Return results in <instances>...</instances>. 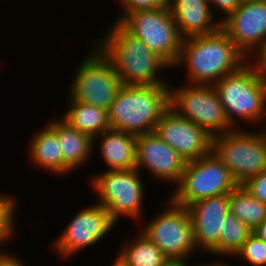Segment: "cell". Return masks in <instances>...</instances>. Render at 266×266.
I'll return each mask as SVG.
<instances>
[{
	"label": "cell",
	"instance_id": "1",
	"mask_svg": "<svg viewBox=\"0 0 266 266\" xmlns=\"http://www.w3.org/2000/svg\"><path fill=\"white\" fill-rule=\"evenodd\" d=\"M103 39H93L101 52L109 59L124 85L168 84L162 74L170 66L152 52L139 38L130 33L120 22L114 21ZM161 75V76H160Z\"/></svg>",
	"mask_w": 266,
	"mask_h": 266
},
{
	"label": "cell",
	"instance_id": "2",
	"mask_svg": "<svg viewBox=\"0 0 266 266\" xmlns=\"http://www.w3.org/2000/svg\"><path fill=\"white\" fill-rule=\"evenodd\" d=\"M248 58L220 28L209 35L183 38L174 67L186 68L189 84L214 85L224 76L237 71Z\"/></svg>",
	"mask_w": 266,
	"mask_h": 266
},
{
	"label": "cell",
	"instance_id": "3",
	"mask_svg": "<svg viewBox=\"0 0 266 266\" xmlns=\"http://www.w3.org/2000/svg\"><path fill=\"white\" fill-rule=\"evenodd\" d=\"M170 107V86L122 85L108 110L111 129L142 135L154 132Z\"/></svg>",
	"mask_w": 266,
	"mask_h": 266
},
{
	"label": "cell",
	"instance_id": "4",
	"mask_svg": "<svg viewBox=\"0 0 266 266\" xmlns=\"http://www.w3.org/2000/svg\"><path fill=\"white\" fill-rule=\"evenodd\" d=\"M250 61L213 85L233 129L242 120L257 125L266 120V74L254 68Z\"/></svg>",
	"mask_w": 266,
	"mask_h": 266
},
{
	"label": "cell",
	"instance_id": "5",
	"mask_svg": "<svg viewBox=\"0 0 266 266\" xmlns=\"http://www.w3.org/2000/svg\"><path fill=\"white\" fill-rule=\"evenodd\" d=\"M239 129L212 137L211 152L241 185L266 170V129L258 133Z\"/></svg>",
	"mask_w": 266,
	"mask_h": 266
},
{
	"label": "cell",
	"instance_id": "6",
	"mask_svg": "<svg viewBox=\"0 0 266 266\" xmlns=\"http://www.w3.org/2000/svg\"><path fill=\"white\" fill-rule=\"evenodd\" d=\"M238 186L230 170L210 152L186 162L181 179L169 197L187 207L204 198L230 194Z\"/></svg>",
	"mask_w": 266,
	"mask_h": 266
},
{
	"label": "cell",
	"instance_id": "7",
	"mask_svg": "<svg viewBox=\"0 0 266 266\" xmlns=\"http://www.w3.org/2000/svg\"><path fill=\"white\" fill-rule=\"evenodd\" d=\"M90 47L94 49L77 66L68 96L108 111L123 83L101 50L93 42Z\"/></svg>",
	"mask_w": 266,
	"mask_h": 266
},
{
	"label": "cell",
	"instance_id": "8",
	"mask_svg": "<svg viewBox=\"0 0 266 266\" xmlns=\"http://www.w3.org/2000/svg\"><path fill=\"white\" fill-rule=\"evenodd\" d=\"M120 23L174 69L183 37L168 6L130 12Z\"/></svg>",
	"mask_w": 266,
	"mask_h": 266
},
{
	"label": "cell",
	"instance_id": "9",
	"mask_svg": "<svg viewBox=\"0 0 266 266\" xmlns=\"http://www.w3.org/2000/svg\"><path fill=\"white\" fill-rule=\"evenodd\" d=\"M140 173L136 168L106 170L90 180V186L99 198L98 203L107 208L117 223L123 216L137 221L142 217L145 186Z\"/></svg>",
	"mask_w": 266,
	"mask_h": 266
},
{
	"label": "cell",
	"instance_id": "10",
	"mask_svg": "<svg viewBox=\"0 0 266 266\" xmlns=\"http://www.w3.org/2000/svg\"><path fill=\"white\" fill-rule=\"evenodd\" d=\"M170 107L212 137L233 130L213 85L187 83L170 87Z\"/></svg>",
	"mask_w": 266,
	"mask_h": 266
},
{
	"label": "cell",
	"instance_id": "11",
	"mask_svg": "<svg viewBox=\"0 0 266 266\" xmlns=\"http://www.w3.org/2000/svg\"><path fill=\"white\" fill-rule=\"evenodd\" d=\"M169 198V199H168ZM167 198V206L142 228V232L169 259L188 260L197 249L187 207Z\"/></svg>",
	"mask_w": 266,
	"mask_h": 266
},
{
	"label": "cell",
	"instance_id": "12",
	"mask_svg": "<svg viewBox=\"0 0 266 266\" xmlns=\"http://www.w3.org/2000/svg\"><path fill=\"white\" fill-rule=\"evenodd\" d=\"M95 204L76 213L53 241L52 247L63 259L77 255L85 247L98 244L117 225L105 206Z\"/></svg>",
	"mask_w": 266,
	"mask_h": 266
},
{
	"label": "cell",
	"instance_id": "13",
	"mask_svg": "<svg viewBox=\"0 0 266 266\" xmlns=\"http://www.w3.org/2000/svg\"><path fill=\"white\" fill-rule=\"evenodd\" d=\"M154 132L186 161H194L211 152L212 136L169 107Z\"/></svg>",
	"mask_w": 266,
	"mask_h": 266
},
{
	"label": "cell",
	"instance_id": "14",
	"mask_svg": "<svg viewBox=\"0 0 266 266\" xmlns=\"http://www.w3.org/2000/svg\"><path fill=\"white\" fill-rule=\"evenodd\" d=\"M221 29L248 58L266 38V0L242 1L221 22Z\"/></svg>",
	"mask_w": 266,
	"mask_h": 266
},
{
	"label": "cell",
	"instance_id": "15",
	"mask_svg": "<svg viewBox=\"0 0 266 266\" xmlns=\"http://www.w3.org/2000/svg\"><path fill=\"white\" fill-rule=\"evenodd\" d=\"M185 165L186 161L155 132L137 136L135 168L138 171L144 167L153 178L177 185Z\"/></svg>",
	"mask_w": 266,
	"mask_h": 266
},
{
	"label": "cell",
	"instance_id": "16",
	"mask_svg": "<svg viewBox=\"0 0 266 266\" xmlns=\"http://www.w3.org/2000/svg\"><path fill=\"white\" fill-rule=\"evenodd\" d=\"M197 249L209 252L218 244L223 220L229 213V194L198 200L187 206Z\"/></svg>",
	"mask_w": 266,
	"mask_h": 266
},
{
	"label": "cell",
	"instance_id": "17",
	"mask_svg": "<svg viewBox=\"0 0 266 266\" xmlns=\"http://www.w3.org/2000/svg\"><path fill=\"white\" fill-rule=\"evenodd\" d=\"M168 7L183 38L213 34L221 28L205 0H169Z\"/></svg>",
	"mask_w": 266,
	"mask_h": 266
},
{
	"label": "cell",
	"instance_id": "18",
	"mask_svg": "<svg viewBox=\"0 0 266 266\" xmlns=\"http://www.w3.org/2000/svg\"><path fill=\"white\" fill-rule=\"evenodd\" d=\"M29 141L28 153L36 167L53 175H63L62 151L57 136V119H52L36 131Z\"/></svg>",
	"mask_w": 266,
	"mask_h": 266
},
{
	"label": "cell",
	"instance_id": "19",
	"mask_svg": "<svg viewBox=\"0 0 266 266\" xmlns=\"http://www.w3.org/2000/svg\"><path fill=\"white\" fill-rule=\"evenodd\" d=\"M102 138H101V137ZM99 149L109 170L134 169L136 165L137 136L109 129L102 132Z\"/></svg>",
	"mask_w": 266,
	"mask_h": 266
},
{
	"label": "cell",
	"instance_id": "20",
	"mask_svg": "<svg viewBox=\"0 0 266 266\" xmlns=\"http://www.w3.org/2000/svg\"><path fill=\"white\" fill-rule=\"evenodd\" d=\"M57 136L62 151L63 175L77 170L91 159L95 150L93 139L60 118L57 119Z\"/></svg>",
	"mask_w": 266,
	"mask_h": 266
},
{
	"label": "cell",
	"instance_id": "21",
	"mask_svg": "<svg viewBox=\"0 0 266 266\" xmlns=\"http://www.w3.org/2000/svg\"><path fill=\"white\" fill-rule=\"evenodd\" d=\"M68 100V108L65 114L63 113L62 120L72 128L92 138L95 147L97 136L111 129L108 111L91 104L72 100L69 96Z\"/></svg>",
	"mask_w": 266,
	"mask_h": 266
},
{
	"label": "cell",
	"instance_id": "22",
	"mask_svg": "<svg viewBox=\"0 0 266 266\" xmlns=\"http://www.w3.org/2000/svg\"><path fill=\"white\" fill-rule=\"evenodd\" d=\"M118 256L127 266H163L169 260L142 232L123 244Z\"/></svg>",
	"mask_w": 266,
	"mask_h": 266
},
{
	"label": "cell",
	"instance_id": "23",
	"mask_svg": "<svg viewBox=\"0 0 266 266\" xmlns=\"http://www.w3.org/2000/svg\"><path fill=\"white\" fill-rule=\"evenodd\" d=\"M229 212L253 231L266 219V203L254 198L239 185L229 194Z\"/></svg>",
	"mask_w": 266,
	"mask_h": 266
},
{
	"label": "cell",
	"instance_id": "24",
	"mask_svg": "<svg viewBox=\"0 0 266 266\" xmlns=\"http://www.w3.org/2000/svg\"><path fill=\"white\" fill-rule=\"evenodd\" d=\"M252 230L230 212L223 220L218 244L209 252L218 257L235 256Z\"/></svg>",
	"mask_w": 266,
	"mask_h": 266
},
{
	"label": "cell",
	"instance_id": "25",
	"mask_svg": "<svg viewBox=\"0 0 266 266\" xmlns=\"http://www.w3.org/2000/svg\"><path fill=\"white\" fill-rule=\"evenodd\" d=\"M236 256L251 266H266V242L252 232Z\"/></svg>",
	"mask_w": 266,
	"mask_h": 266
},
{
	"label": "cell",
	"instance_id": "26",
	"mask_svg": "<svg viewBox=\"0 0 266 266\" xmlns=\"http://www.w3.org/2000/svg\"><path fill=\"white\" fill-rule=\"evenodd\" d=\"M17 199L13 196L1 209H0V246H3V242L12 239L15 234V221L16 210H17ZM17 206V207H16ZM7 249L0 247V256L10 254Z\"/></svg>",
	"mask_w": 266,
	"mask_h": 266
},
{
	"label": "cell",
	"instance_id": "27",
	"mask_svg": "<svg viewBox=\"0 0 266 266\" xmlns=\"http://www.w3.org/2000/svg\"><path fill=\"white\" fill-rule=\"evenodd\" d=\"M120 6V13L115 21L120 22L128 13L145 10L155 9L168 6L166 0H118Z\"/></svg>",
	"mask_w": 266,
	"mask_h": 266
},
{
	"label": "cell",
	"instance_id": "28",
	"mask_svg": "<svg viewBox=\"0 0 266 266\" xmlns=\"http://www.w3.org/2000/svg\"><path fill=\"white\" fill-rule=\"evenodd\" d=\"M254 198L266 203V170L241 184Z\"/></svg>",
	"mask_w": 266,
	"mask_h": 266
},
{
	"label": "cell",
	"instance_id": "29",
	"mask_svg": "<svg viewBox=\"0 0 266 266\" xmlns=\"http://www.w3.org/2000/svg\"><path fill=\"white\" fill-rule=\"evenodd\" d=\"M242 2V0H211L210 6L212 13L217 17V12L224 15L218 20L222 22L225 20ZM220 11V12H219Z\"/></svg>",
	"mask_w": 266,
	"mask_h": 266
},
{
	"label": "cell",
	"instance_id": "30",
	"mask_svg": "<svg viewBox=\"0 0 266 266\" xmlns=\"http://www.w3.org/2000/svg\"><path fill=\"white\" fill-rule=\"evenodd\" d=\"M255 53L257 54L255 55ZM253 55L254 57L252 56V58H254V60H252V62L254 61L255 64L250 62L251 65L258 71L262 72L263 74H266V38L264 39L262 44L257 49H255Z\"/></svg>",
	"mask_w": 266,
	"mask_h": 266
},
{
	"label": "cell",
	"instance_id": "31",
	"mask_svg": "<svg viewBox=\"0 0 266 266\" xmlns=\"http://www.w3.org/2000/svg\"><path fill=\"white\" fill-rule=\"evenodd\" d=\"M25 263L15 254H6L0 256V266H24Z\"/></svg>",
	"mask_w": 266,
	"mask_h": 266
},
{
	"label": "cell",
	"instance_id": "32",
	"mask_svg": "<svg viewBox=\"0 0 266 266\" xmlns=\"http://www.w3.org/2000/svg\"><path fill=\"white\" fill-rule=\"evenodd\" d=\"M252 232L266 242V219L262 223H260Z\"/></svg>",
	"mask_w": 266,
	"mask_h": 266
},
{
	"label": "cell",
	"instance_id": "33",
	"mask_svg": "<svg viewBox=\"0 0 266 266\" xmlns=\"http://www.w3.org/2000/svg\"><path fill=\"white\" fill-rule=\"evenodd\" d=\"M189 260L169 259L163 266H190Z\"/></svg>",
	"mask_w": 266,
	"mask_h": 266
},
{
	"label": "cell",
	"instance_id": "34",
	"mask_svg": "<svg viewBox=\"0 0 266 266\" xmlns=\"http://www.w3.org/2000/svg\"><path fill=\"white\" fill-rule=\"evenodd\" d=\"M13 196H8L7 194L0 195V209L12 198Z\"/></svg>",
	"mask_w": 266,
	"mask_h": 266
},
{
	"label": "cell",
	"instance_id": "35",
	"mask_svg": "<svg viewBox=\"0 0 266 266\" xmlns=\"http://www.w3.org/2000/svg\"><path fill=\"white\" fill-rule=\"evenodd\" d=\"M198 266H228L227 262H221V261H215V262H211V263H204V265L201 263V265L199 264Z\"/></svg>",
	"mask_w": 266,
	"mask_h": 266
},
{
	"label": "cell",
	"instance_id": "36",
	"mask_svg": "<svg viewBox=\"0 0 266 266\" xmlns=\"http://www.w3.org/2000/svg\"><path fill=\"white\" fill-rule=\"evenodd\" d=\"M113 264L111 266H127L121 259L120 257L117 255V257H115V259L112 262Z\"/></svg>",
	"mask_w": 266,
	"mask_h": 266
}]
</instances>
